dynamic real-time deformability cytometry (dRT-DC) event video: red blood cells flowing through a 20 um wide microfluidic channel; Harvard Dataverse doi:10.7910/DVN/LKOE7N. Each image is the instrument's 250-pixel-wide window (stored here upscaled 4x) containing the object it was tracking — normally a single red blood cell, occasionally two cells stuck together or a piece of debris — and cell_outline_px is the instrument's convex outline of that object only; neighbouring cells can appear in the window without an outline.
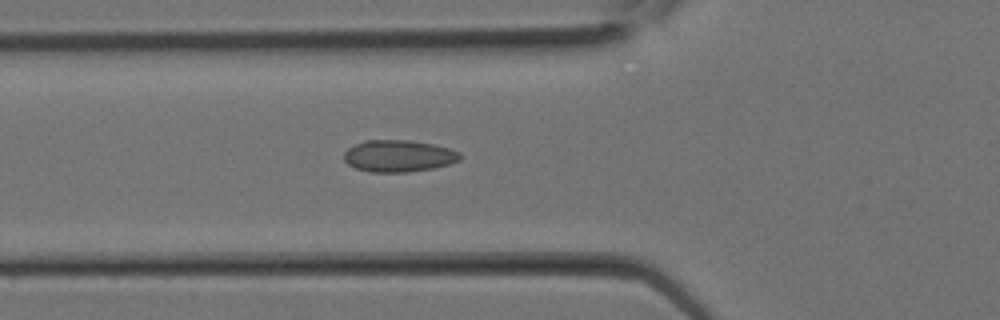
{"species": "Egyptian fruit bat (a non-hibernating species)", "species_latin": "Rousettus aegyptiacus", "temperature_condition": "room temperature", "stored_images_in_passage": 15, "camera_frame_rate_fps": 3000, "um_per_image_px": 0.085, "animal": {"sex": "female"}, "frame": {"image": 1, "passage_image": 8, "time_ms": 2.333, "image_size_px": [1000, 320], "cell_outline_px": [[460, 160], [448, 164], [432, 168], [408, 172], [368, 172], [356, 168], [348, 164], [344, 160], [344, 152], [348, 148], [364, 140], [408, 140], [432, 144], [448, 148], [460, 152]], "centroid_in_image_um": [33.85, 13.26], "position_along_channel_um": 91.9, "area_um2": 21.44}}
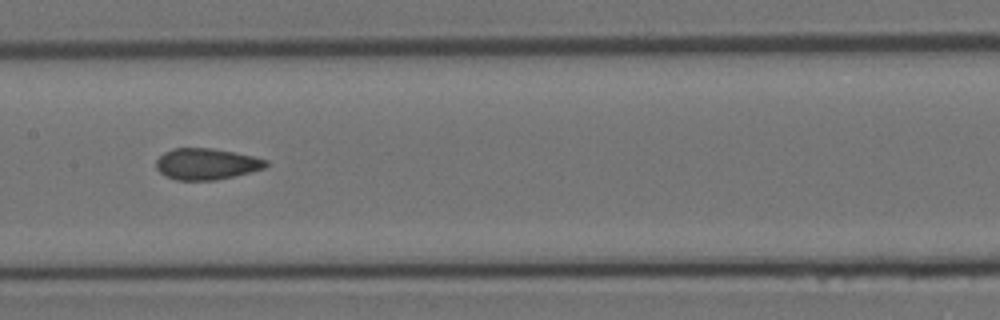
{"frame": {"image": 2, "passage_image": 12, "time_ms": 3.667, "image_size_px": [1000, 320], "cell_outline_px": [[268, 164], [264, 168], [216, 180], [176, 180], [164, 176], [156, 168], [156, 160], [164, 152], [172, 148], [212, 148], [252, 156], [268, 160]], "centroid_in_image_um": [17.5, 13.93], "position_along_channel_um": 189.9, "area_um2": 19.88}}
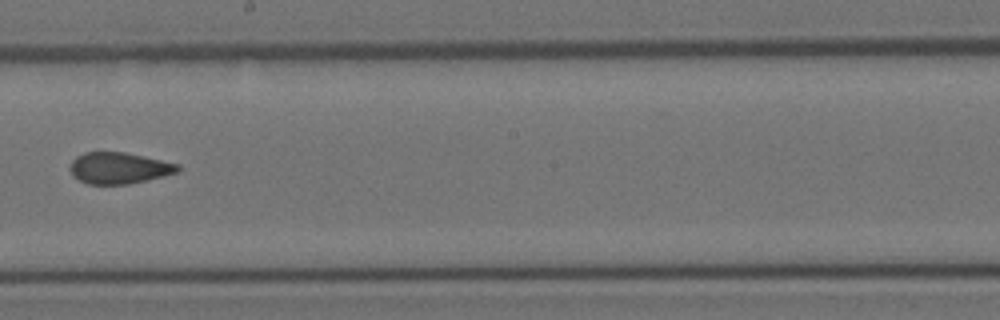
{"frame": {"image": 3, "passage_image": 14, "time_ms": 4.333, "image_size_px": [1000, 320], "cell_outline_px": [[180, 168], [176, 172], [128, 184], [88, 184], [72, 176], [68, 168], [72, 160], [76, 156], [84, 152], [124, 152], [180, 164]], "centroid_in_image_um": [10.04, 14.27], "position_along_channel_um": 238.2, "area_um2": 19.54}}